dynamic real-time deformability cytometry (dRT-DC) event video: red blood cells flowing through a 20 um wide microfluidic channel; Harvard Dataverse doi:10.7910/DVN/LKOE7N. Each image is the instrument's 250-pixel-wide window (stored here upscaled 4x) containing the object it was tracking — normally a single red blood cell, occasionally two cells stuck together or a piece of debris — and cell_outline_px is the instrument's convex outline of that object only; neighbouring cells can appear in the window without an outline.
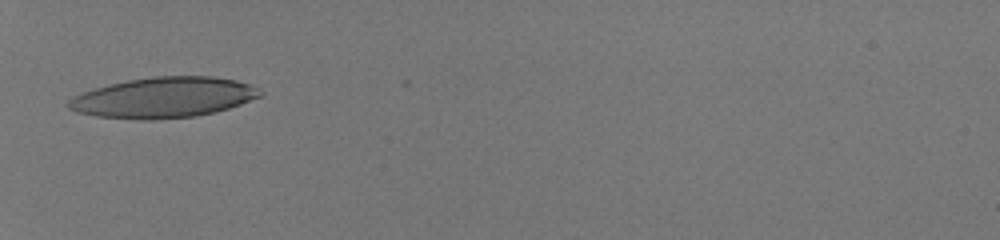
{"species": "human", "species_latin": "Homo sapiens", "temperature_condition": "room temperature", "stored_images_in_passage": 31, "camera_frame_rate_fps": 3000, "um_per_image_px": 0.085, "donor": {"sex": "male"}, "frame": {"image": 1, "passage_image": 1, "time_ms": 0.0, "image_size_px": [1000, 240], "cell_outline_px": [[264, 92], [260, 96], [240, 104], [228, 108], [196, 116], [156, 120], [140, 120], [96, 116], [76, 112], [68, 108], [64, 104], [68, 100], [84, 92], [96, 88], [128, 80], [152, 76], [208, 76], [236, 80], [248, 84]], "centroid_in_image_um": [13.88, 8.3], "position_along_channel_um": 71.1, "area_um2": 45.03}}
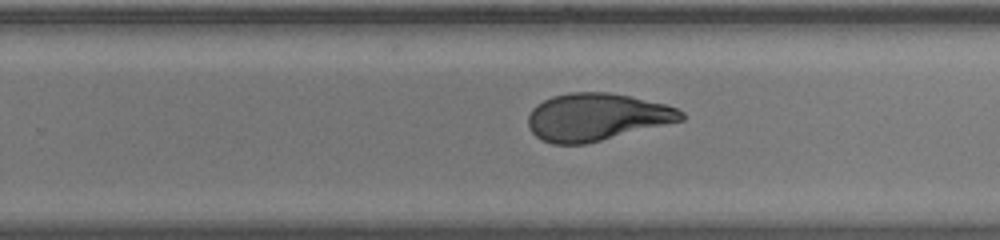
{"frame": {"image": 2, "passage_image": 17, "time_ms": 5.333, "image_size_px": [1000, 240], "cell_outline_px": [[684, 120], [584, 144], [552, 144], [540, 140], [528, 128], [528, 116], [532, 108], [536, 104], [552, 96], [568, 92], [608, 92], [628, 96], [664, 104], [676, 108], [684, 112]], "centroid_in_image_um": [50.66, 9.94], "position_along_channel_um": 279.1, "area_um2": 42.14}}
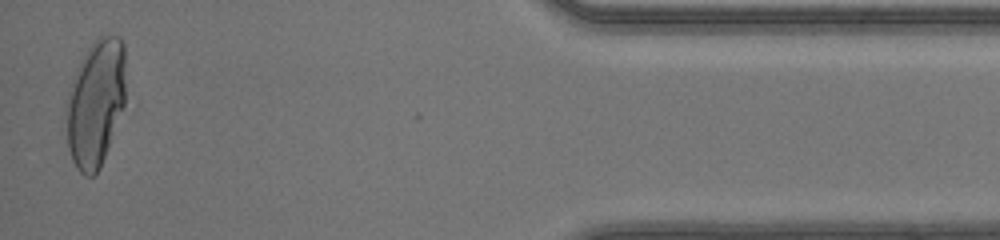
{"frame": {"image": 3, "passage_image": 31, "time_ms": 10.0, "image_size_px": [1000, 240], "cell_outline_px": [[124, 104], [100, 168], [92, 176], [84, 176], [76, 168], [72, 160], [68, 148], [64, 112], [64, 108], [68, 92], [72, 80], [80, 60], [84, 52], [100, 36], [120, 36], [124, 44]], "centroid_in_image_um": [8.08, 8.76], "position_along_channel_um": 427.1, "area_um2": 44.1}, "authors_computed_cell_mechanics": {"area_um2": 43.1766, "velocity_mm_per_s": 4.1837, "shape_relaxation_time_tau1_ms": 7.0458, "shape_relaxation_time_tau2_ms": 1.0949, "deformation_change_tau1": 0.284, "deformation_change_tau2": 0.0796}}